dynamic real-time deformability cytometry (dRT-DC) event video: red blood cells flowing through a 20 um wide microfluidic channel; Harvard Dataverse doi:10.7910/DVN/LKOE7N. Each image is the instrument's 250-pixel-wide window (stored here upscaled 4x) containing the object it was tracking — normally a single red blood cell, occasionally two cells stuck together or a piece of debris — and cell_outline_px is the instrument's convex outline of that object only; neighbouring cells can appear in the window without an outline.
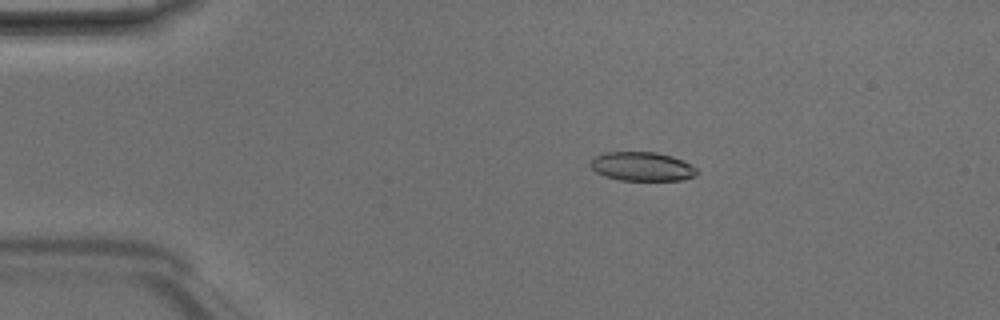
{"species": "Egyptian fruit bat (a non-hibernating species)", "species_latin": "Rousettus aegyptiacus", "temperature_condition": "room temperature", "stored_images_in_passage": 5, "camera_frame_rate_fps": 3000, "um_per_image_px": 0.085, "animal": {"sex": "male"}, "frame": {"image": 1, "passage_image": 2, "time_ms": 0.333, "image_size_px": [1000, 320], "cell_outline_px": [[700, 172], [696, 176], [684, 180], [620, 180], [604, 176], [596, 172], [592, 168], [592, 160], [596, 156], [604, 152], [656, 152], [672, 156], [692, 164]], "centroid_in_image_um": [54.64, 14.15], "position_along_channel_um": 30.4, "area_um2": 18.03}}
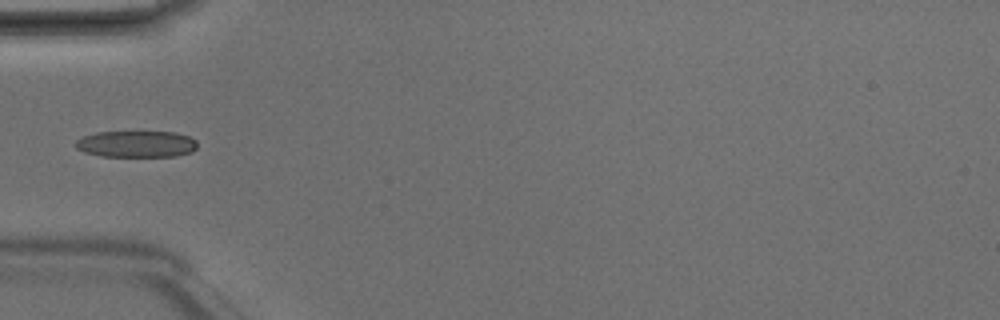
{"frame": {"image": 2, "passage_image": 4, "time_ms": 1.0, "image_size_px": [1000, 320], "cell_outline_px": [[196, 148], [192, 152], [176, 156], [100, 156], [84, 152], [76, 148], [76, 140], [84, 136], [96, 132], [176, 132], [188, 136], [196, 140]], "centroid_in_image_um": [11.6, 12.24], "position_along_channel_um": 73.4, "area_um2": 18.79}}